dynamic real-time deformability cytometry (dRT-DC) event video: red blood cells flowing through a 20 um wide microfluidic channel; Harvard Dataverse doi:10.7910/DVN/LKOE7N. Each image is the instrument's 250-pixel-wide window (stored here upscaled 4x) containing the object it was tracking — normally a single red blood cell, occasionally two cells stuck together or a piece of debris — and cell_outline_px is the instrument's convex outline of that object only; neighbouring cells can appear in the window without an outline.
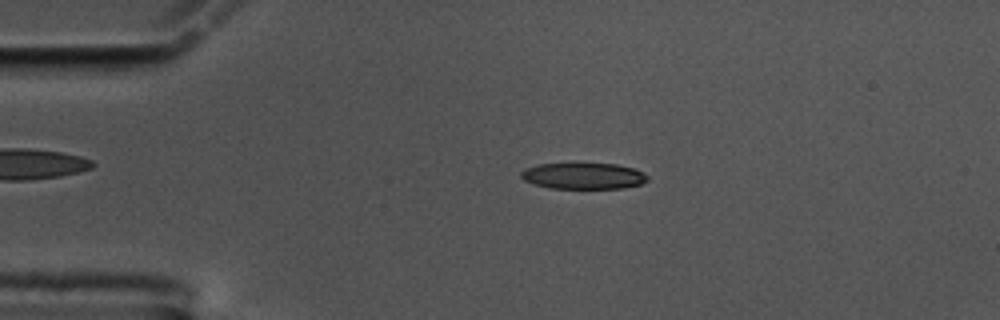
{"species": "common noctule bat (a hibernating species)", "species_latin": "Nyctalus noctula", "temperature_condition": "cold", "stored_images_in_passage": 49, "camera_frame_rate_fps": 3000, "um_per_image_px": 0.085, "animal": {"sex": "male", "body_mass_g": 17.5, "forearm_length_mm": 52.3}, "frame": {"image": 1, "passage_image": 4, "time_ms": 1.0, "image_size_px": [1000, 320], "cell_outline_px": [[648, 180], [640, 184], [624, 188], [552, 188], [536, 184], [524, 180], [520, 176], [520, 172], [524, 168], [540, 164], [616, 164], [636, 168], [644, 172], [648, 176]], "centroid_in_image_um": [49.62, 14.95], "position_along_channel_um": 35.4, "area_um2": 19.25}}
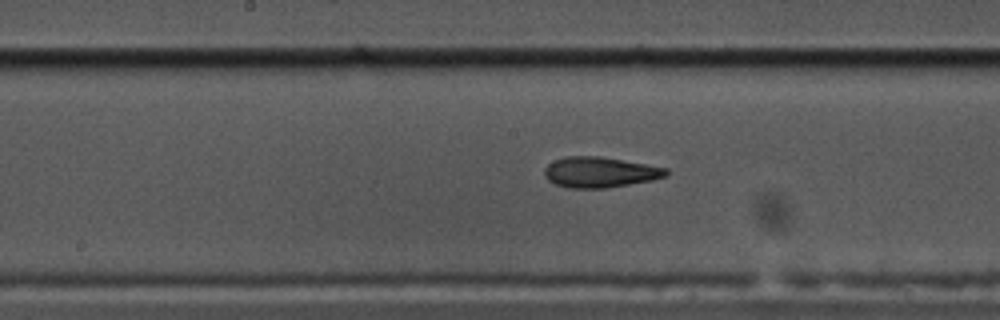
{"frame": {"image": 2, "passage_image": 21, "time_ms": 6.667, "image_size_px": [1000, 320], "cell_outline_px": [[668, 176], [652, 180], [604, 188], [568, 188], [556, 184], [548, 180], [544, 176], [544, 168], [548, 164], [556, 160], [568, 156], [600, 156], [648, 164], [668, 168]], "centroid_in_image_um": [51.01, 14.63], "position_along_channel_um": 197.2, "area_um2": 21.68}}
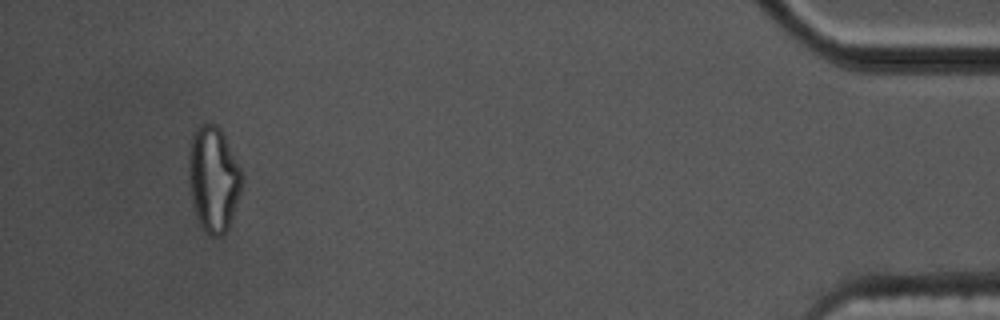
{"frame": {"image": 3, "passage_image": 46, "time_ms": 15.0, "image_size_px": [1000, 320], "cell_outline_px": [[244, 176], [240, 192], [228, 228], [220, 236], [212, 236], [200, 224], [196, 216], [192, 200], [188, 180], [188, 152], [192, 132], [204, 120], [216, 124], [220, 128]], "centroid_in_image_um": [18.11, 15.14], "position_along_channel_um": 417.1, "area_um2": 32.77}, "authors_computed_cell_mechanics": {"area_um2": 21.675, "velocity_mm_per_s": 3.4869, "shape_relaxation_time_tau1_ms": null, "shape_relaxation_time_tau2_ms": 1.7746, "deformation_change_tau1": null, "deformation_change_tau2": 0.0984}}